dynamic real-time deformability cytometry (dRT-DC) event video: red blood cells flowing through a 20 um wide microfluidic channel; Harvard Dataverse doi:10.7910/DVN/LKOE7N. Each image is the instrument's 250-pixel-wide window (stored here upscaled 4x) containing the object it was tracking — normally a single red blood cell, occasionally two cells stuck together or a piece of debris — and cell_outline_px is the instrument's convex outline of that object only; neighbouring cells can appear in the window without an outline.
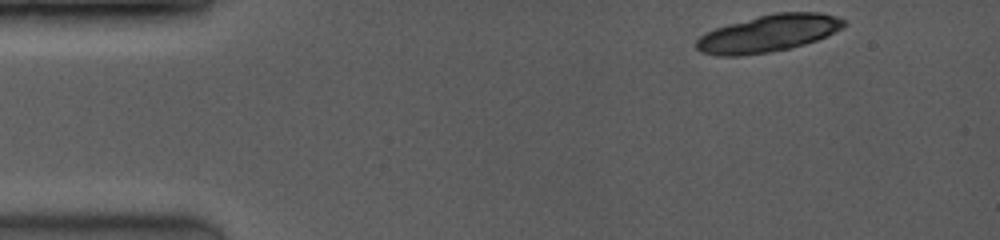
{"species": "common noctule bat (a hibernating species)", "species_latin": "Nyctalus noctula", "temperature_condition": "room temperature", "stored_images_in_passage": 8, "camera_frame_rate_fps": 3500, "um_per_image_px": 0.085, "animal": {"sex": "female", "body_mass_g": 19.0, "forearm_length_mm": 53.3}, "frame": {"image": 1, "passage_image": 1, "time_ms": 0.0, "image_size_px": [1000, 240], "cell_outline_px": [[848, 24], [844, 28], [828, 36], [804, 44], [788, 48], [768, 52], [740, 56], [716, 56], [700, 52], [696, 48], [696, 40], [704, 32], [728, 24], [776, 12], [820, 12], [836, 16], [844, 20]], "centroid_in_image_um": [65.33, 2.84], "position_along_channel_um": 19.7, "area_um2": 31.96}}